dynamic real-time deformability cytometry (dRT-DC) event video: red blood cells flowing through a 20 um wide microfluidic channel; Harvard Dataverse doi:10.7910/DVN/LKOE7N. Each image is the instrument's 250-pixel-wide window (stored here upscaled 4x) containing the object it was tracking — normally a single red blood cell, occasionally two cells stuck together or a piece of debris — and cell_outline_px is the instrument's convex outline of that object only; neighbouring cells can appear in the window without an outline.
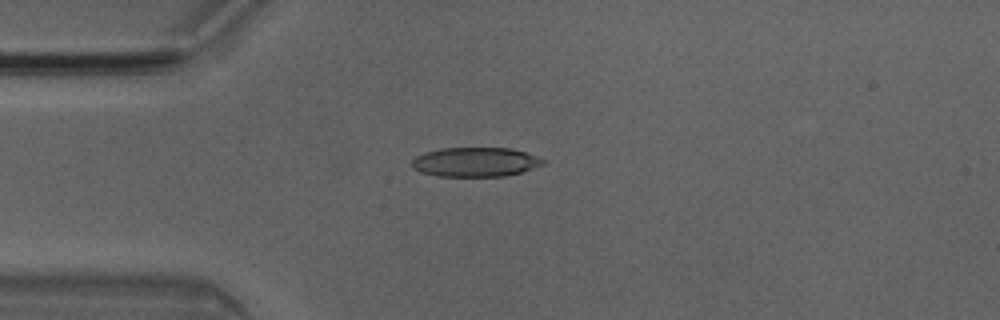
{"species": "Egyptian fruit bat (a non-hibernating species)", "species_latin": "Rousettus aegyptiacus", "temperature_condition": "room temperature", "stored_images_in_passage": 2, "camera_frame_rate_fps": 3000, "um_per_image_px": 0.085, "animal": {"sex": "male"}, "frame": {"image": 1, "passage_image": 2, "time_ms": 0.333, "image_size_px": [1000, 320], "cell_outline_px": [[544, 164], [520, 172], [504, 176], [436, 176], [420, 172], [412, 168], [412, 160], [416, 156], [424, 152], [440, 148], [512, 148], [536, 156], [544, 160]], "centroid_in_image_um": [40.35, 13.77], "position_along_channel_um": 44.6, "area_um2": 22.37}}